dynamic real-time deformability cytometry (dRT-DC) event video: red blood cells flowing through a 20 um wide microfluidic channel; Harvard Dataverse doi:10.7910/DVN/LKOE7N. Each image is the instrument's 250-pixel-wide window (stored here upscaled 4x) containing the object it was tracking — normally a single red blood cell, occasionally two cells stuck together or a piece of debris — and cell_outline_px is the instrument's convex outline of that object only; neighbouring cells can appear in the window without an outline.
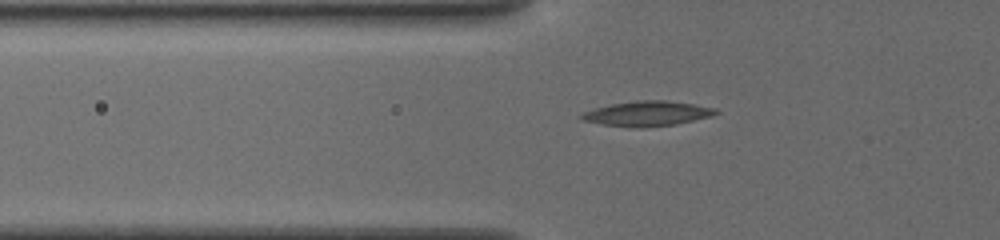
{"species": "common noctule bat (a hibernating species)", "species_latin": "Nyctalus noctula", "temperature_condition": "cold", "stored_images_in_passage": 36, "camera_frame_rate_fps": 3000, "um_per_image_px": 0.085, "animal": {"sex": "female", "body_mass_g": 19.5, "forearm_length_mm": 54.1}, "frame": {"image": 1, "passage_image": 2, "time_ms": 0.333, "image_size_px": [1000, 240], "cell_outline_px": [[720, 112], [712, 116], [676, 124], [604, 124], [584, 120], [576, 116], [584, 112], [596, 108], [612, 104], [636, 100], [664, 100], [692, 104], [716, 108]], "centroid_in_image_um": [55.08, 9.59], "position_along_channel_um": 70.7, "area_um2": 18.26}}
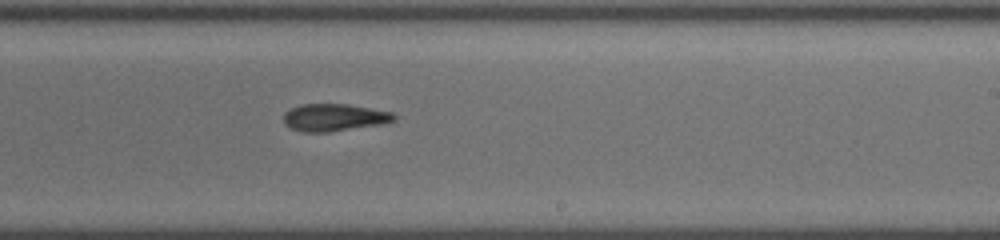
{"frame": {"image": 2, "passage_image": 17, "time_ms": 5.333, "image_size_px": [1000, 240], "cell_outline_px": [[396, 120], [380, 124], [328, 132], [300, 132], [284, 124], [284, 112], [300, 104], [348, 104], [392, 112], [396, 116]], "centroid_in_image_um": [28.38, 9.98], "position_along_channel_um": 260.6, "area_um2": 17.51}}
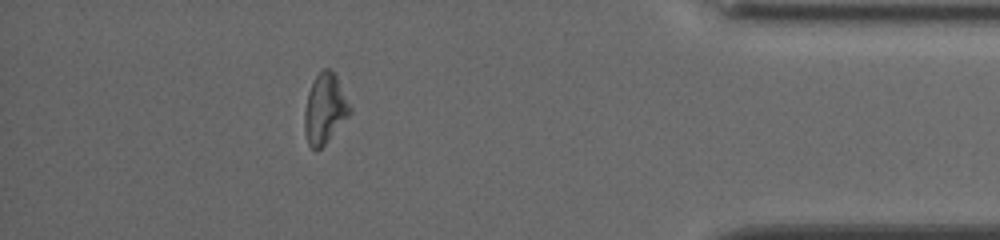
{"frame": {"image": 3, "passage_image": 31, "time_ms": 10.0, "image_size_px": [1000, 240], "cell_outline_px": [[352, 112], [324, 144], [316, 152], [308, 144], [304, 132], [304, 112], [308, 92], [316, 76], [324, 68], [328, 68], [336, 76], [352, 108]], "centroid_in_image_um": [27.6, 9.27], "position_along_channel_um": 407.6, "area_um2": 18.26}, "authors_computed_cell_mechanics": {"area_um2": 18.2648, "velocity_mm_per_s": 3.8607, "shape_relaxation_time_tau1_ms": 3.6502, "shape_relaxation_time_tau2_ms": 5.2473, "deformation_change_tau1": 0.0924, "deformation_change_tau2": 0.1563}}